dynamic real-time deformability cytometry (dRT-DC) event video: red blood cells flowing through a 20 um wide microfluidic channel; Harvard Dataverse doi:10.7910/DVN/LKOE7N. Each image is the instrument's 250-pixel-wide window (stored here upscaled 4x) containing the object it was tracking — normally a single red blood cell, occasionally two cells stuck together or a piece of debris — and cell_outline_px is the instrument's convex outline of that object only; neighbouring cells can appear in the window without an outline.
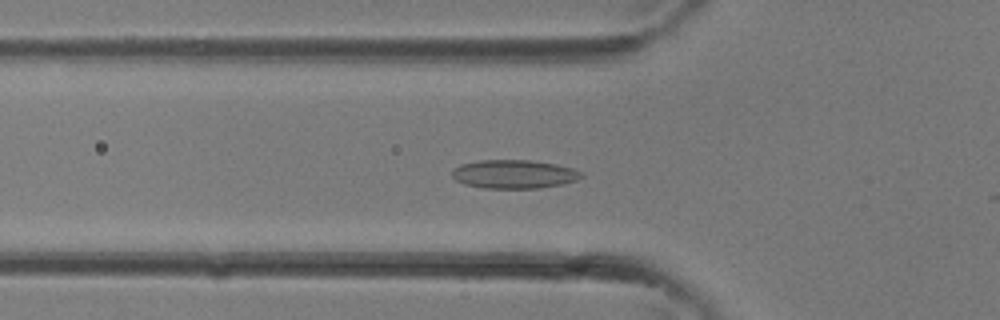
{"species": "common noctule bat (a hibernating species)", "species_latin": "Nyctalus noctula", "temperature_condition": "room temperature", "stored_images_in_passage": 25, "camera_frame_rate_fps": 3000, "um_per_image_px": 0.085, "animal": {"sex": "female"}, "frame": {"image": 1, "passage_image": 11, "time_ms": 3.333, "image_size_px": [1000, 320], "cell_outline_px": [[584, 176], [576, 180], [560, 184], [540, 188], [484, 188], [464, 184], [456, 180], [452, 176], [452, 172], [460, 164], [480, 160], [532, 160], [556, 164], [572, 168], [580, 172]], "centroid_in_image_um": [43.68, 14.8], "position_along_channel_um": 82.1, "area_um2": 21.44}}
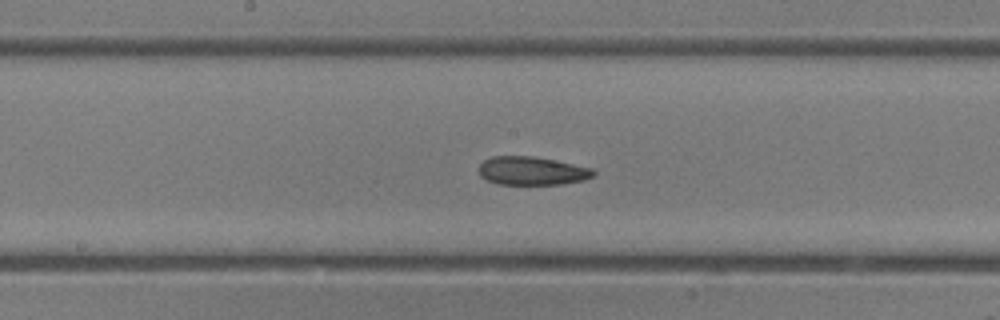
{"frame": {"image": 2, "passage_image": 17, "time_ms": 5.333, "image_size_px": [1000, 320], "cell_outline_px": [[596, 176], [584, 180], [560, 184], [496, 184], [480, 176], [480, 164], [484, 160], [492, 156], [532, 156], [592, 168], [596, 172]], "centroid_in_image_um": [45.23, 14.53], "position_along_channel_um": 203.0, "area_um2": 18.84}}
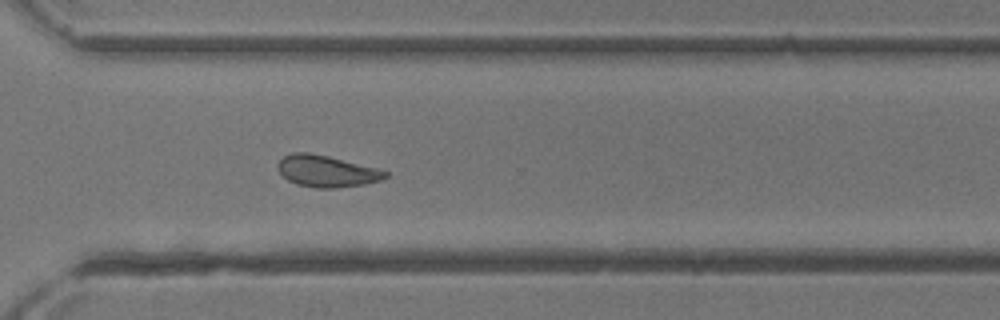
{"frame": {"image": 3, "passage_image": 24, "time_ms": 7.667, "image_size_px": [1000, 320], "cell_outline_px": [[388, 176], [380, 180], [364, 184], [336, 188], [312, 188], [296, 184], [288, 180], [276, 168], [276, 164], [284, 156], [292, 152], [308, 152], [328, 156], [376, 168], [388, 172]], "centroid_in_image_um": [27.72, 14.55], "position_along_channel_um": 342.9, "area_um2": 19.77}}